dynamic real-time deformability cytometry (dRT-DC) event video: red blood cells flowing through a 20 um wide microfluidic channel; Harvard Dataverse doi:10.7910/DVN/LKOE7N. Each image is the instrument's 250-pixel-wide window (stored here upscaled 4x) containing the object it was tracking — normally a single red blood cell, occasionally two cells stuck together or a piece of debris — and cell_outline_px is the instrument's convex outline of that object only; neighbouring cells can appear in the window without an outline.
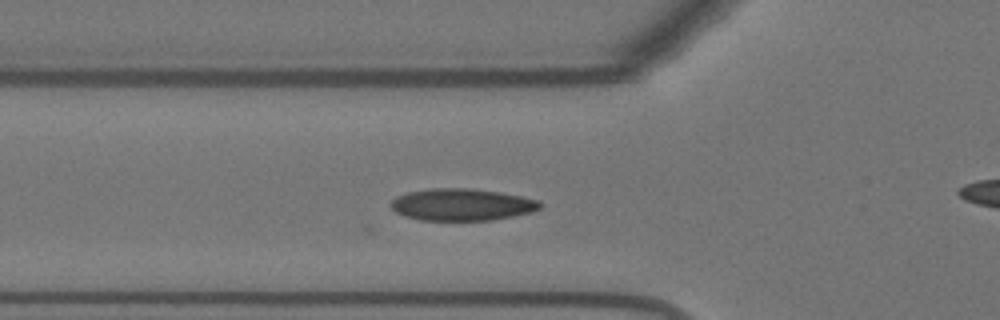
{"species": "Egyptian fruit bat (a non-hibernating species)", "species_latin": "Rousettus aegyptiacus", "temperature_condition": "warm", "stored_images_in_passage": 37, "camera_frame_rate_fps": 3000, "um_per_image_px": 0.085, "animal": {"sex": "female"}, "frame": {"image": 1, "passage_image": 13, "time_ms": 4.0, "image_size_px": [1000, 320], "cell_outline_px": [[544, 204], [540, 208], [532, 212], [492, 220], [420, 220], [404, 216], [396, 212], [388, 204], [396, 196], [408, 192], [432, 188], [468, 188], [500, 192], [540, 200]], "centroid_in_image_um": [39.26, 17.39], "position_along_channel_um": 86.5, "area_um2": 27.92}}
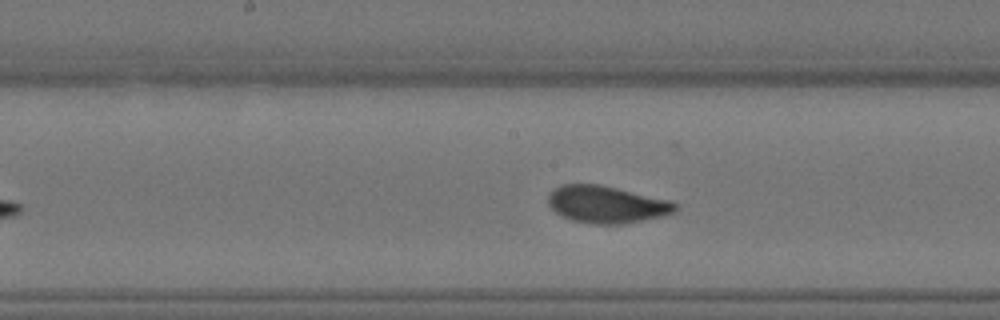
{"frame": {"image": 2, "passage_image": 22, "time_ms": 7.0, "image_size_px": [1000, 320], "cell_outline_px": [[680, 208], [676, 212], [664, 216], [624, 224], [592, 224], [572, 220], [560, 216], [548, 204], [548, 192], [552, 188], [560, 184], [600, 184], [668, 200], [676, 204]], "centroid_in_image_um": [51.54, 17.38], "position_along_channel_um": 196.7, "area_um2": 27.8}}
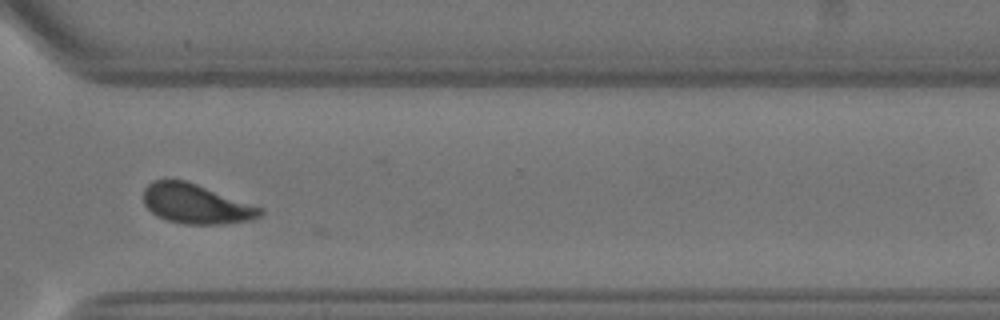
{"frame": {"image": 3, "passage_image": 35, "time_ms": 11.333, "image_size_px": [1000, 320], "cell_outline_px": [[264, 212], [260, 216], [252, 220], [220, 224], [184, 224], [168, 220], [156, 216], [144, 204], [144, 188], [152, 180], [184, 180], [196, 184], [264, 208]], "centroid_in_image_um": [16.67, 17.34], "position_along_channel_um": 353.9, "area_um2": 26.82}, "authors_computed_cell_mechanics": {"area_um2": 27.3972, "velocity_mm_per_s": 3.6294, "shape_relaxation_time_tau1_ms": null, "shape_relaxation_time_tau2_ms": 1.2767, "deformation_change_tau1": null, "deformation_change_tau2": 0.0313}}